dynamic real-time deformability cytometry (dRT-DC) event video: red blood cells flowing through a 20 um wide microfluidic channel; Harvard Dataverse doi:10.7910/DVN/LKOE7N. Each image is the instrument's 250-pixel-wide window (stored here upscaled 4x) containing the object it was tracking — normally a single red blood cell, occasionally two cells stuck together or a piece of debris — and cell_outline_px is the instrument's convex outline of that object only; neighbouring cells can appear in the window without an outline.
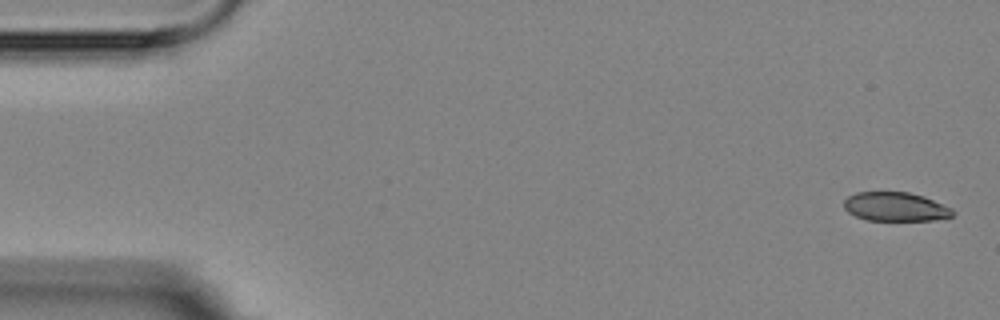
{"species": "Egyptian fruit bat (a non-hibernating species)", "species_latin": "Rousettus aegyptiacus", "temperature_condition": "room temperature", "stored_images_in_passage": 9, "camera_frame_rate_fps": 3000, "um_per_image_px": 0.085, "animal": {"sex": "female"}, "frame": {"image": 1, "passage_image": 1, "time_ms": 0.0, "image_size_px": [1000, 320], "cell_outline_px": [[956, 212], [952, 216], [936, 220], [868, 220], [856, 216], [848, 212], [844, 208], [844, 200], [848, 196], [856, 192], [908, 192], [924, 196], [952, 208]], "centroid_in_image_um": [76.13, 17.57], "position_along_channel_um": 8.9, "area_um2": 18.38}}
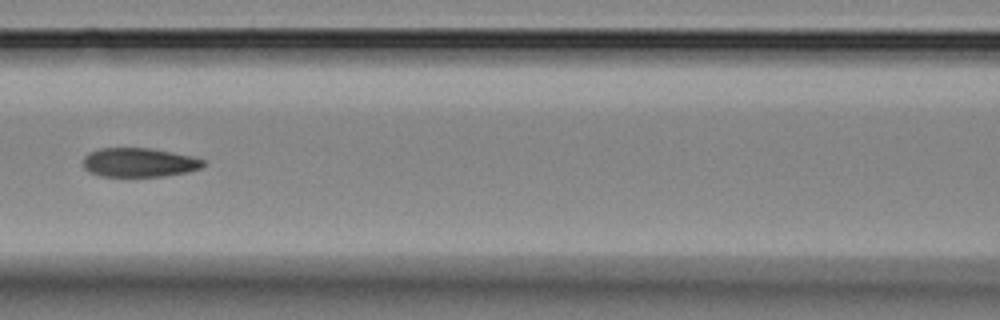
{"frame": {"image": 2, "passage_image": 7, "time_ms": 7.667, "image_size_px": [1000, 320], "cell_outline_px": [[204, 164], [200, 168], [188, 172], [164, 176], [100, 176], [88, 172], [84, 168], [84, 156], [88, 152], [100, 148], [152, 148], [192, 156], [204, 160]], "centroid_in_image_um": [11.8, 13.8], "position_along_channel_um": 154.8, "area_um2": 20.4}}
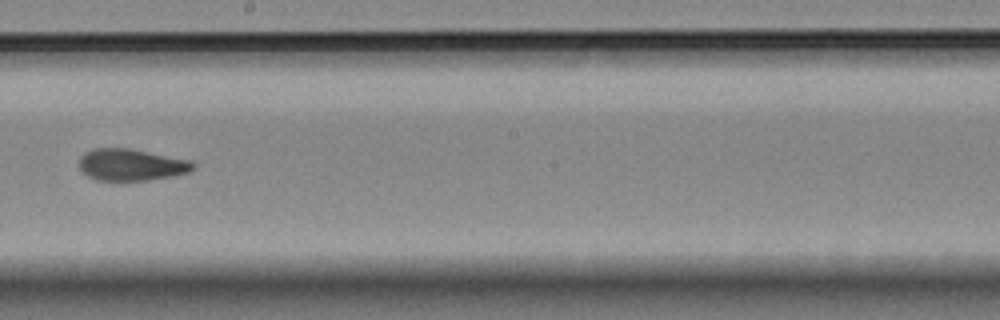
{"frame": {"image": 3, "passage_image": 9, "time_ms": 10.0, "image_size_px": [1000, 320], "cell_outline_px": [[196, 168], [188, 172], [172, 176], [148, 180], [96, 180], [88, 176], [80, 168], [80, 156], [84, 152], [92, 148], [128, 148], [192, 160], [196, 164]], "centroid_in_image_um": [11.18, 13.99], "position_along_channel_um": 237.0, "area_um2": 21.15}}